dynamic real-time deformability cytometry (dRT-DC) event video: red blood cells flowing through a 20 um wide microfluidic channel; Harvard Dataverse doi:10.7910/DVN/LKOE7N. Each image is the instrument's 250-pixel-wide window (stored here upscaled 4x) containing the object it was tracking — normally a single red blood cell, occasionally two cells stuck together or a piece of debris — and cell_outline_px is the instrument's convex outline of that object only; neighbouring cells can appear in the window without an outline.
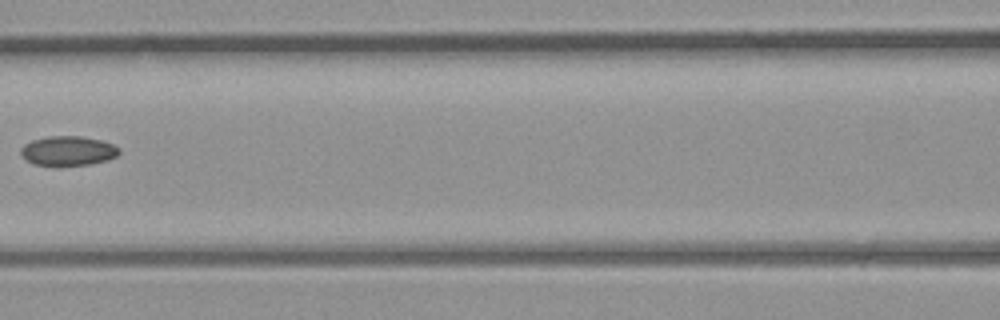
{"species": "common noctule bat (a hibernating species)", "species_latin": "Nyctalus noctula", "temperature_condition": "room temperature", "stored_images_in_passage": 6, "camera_frame_rate_fps": 3000, "um_per_image_px": 0.085, "animal": {"sex": "male", "body_mass_g": 23.1, "forearm_length_mm": 52.7}, "frame": {"image": 1, "passage_image": 6, "time_ms": 6.0, "image_size_px": [1000, 320], "cell_outline_px": [[120, 152], [116, 156], [108, 160], [92, 164], [32, 164], [20, 156], [20, 148], [24, 144], [32, 140], [48, 136], [80, 136], [100, 140], [112, 144], [120, 148]], "centroid_in_image_um": [5.76, 12.8], "position_along_channel_um": 160.8, "area_um2": 16.76}}